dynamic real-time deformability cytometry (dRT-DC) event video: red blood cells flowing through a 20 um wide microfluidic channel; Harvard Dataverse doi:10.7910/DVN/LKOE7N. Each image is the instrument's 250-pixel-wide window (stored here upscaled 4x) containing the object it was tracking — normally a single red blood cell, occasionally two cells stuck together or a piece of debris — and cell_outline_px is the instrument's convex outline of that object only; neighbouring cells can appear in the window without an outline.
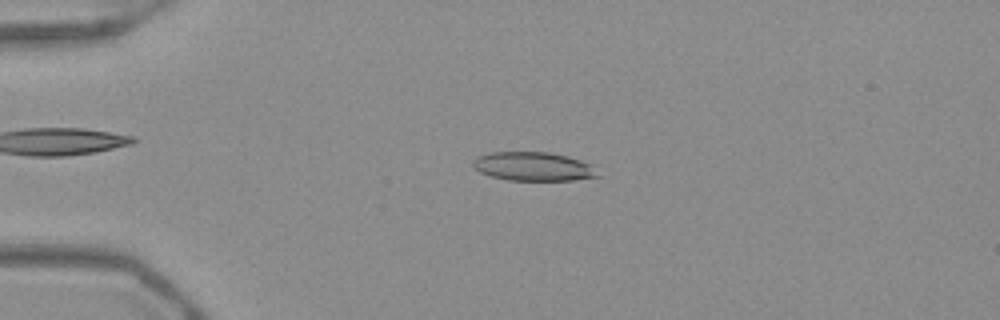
{"species": "Egyptian fruit bat (a non-hibernating species)", "species_latin": "Rousettus aegyptiacus", "temperature_condition": "warm", "stored_images_in_passage": 51, "camera_frame_rate_fps": 3000, "um_per_image_px": 0.085, "frame": {"image": 1, "passage_image": 12, "time_ms": 3.667, "image_size_px": [1000, 320], "cell_outline_px": [[600, 176], [572, 180], [508, 180], [492, 176], [480, 172], [472, 168], [472, 160], [476, 156], [488, 152], [548, 152], [568, 156], [592, 164]], "centroid_in_image_um": [45.3, 14.14], "position_along_channel_um": 39.7, "area_um2": 21.1}}
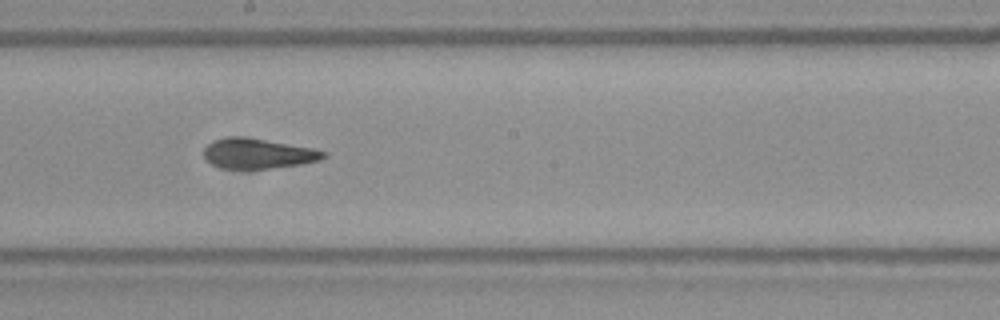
{"frame": {"image": 2, "passage_image": 29, "time_ms": 9.333, "image_size_px": [1000, 320], "cell_outline_px": [[328, 156], [320, 160], [300, 164], [272, 168], [220, 168], [212, 164], [204, 156], [204, 148], [212, 140], [232, 136], [236, 136], [264, 140], [312, 148], [328, 152]], "centroid_in_image_um": [21.93, 13.05], "position_along_channel_um": 226.3, "area_um2": 20.69}}
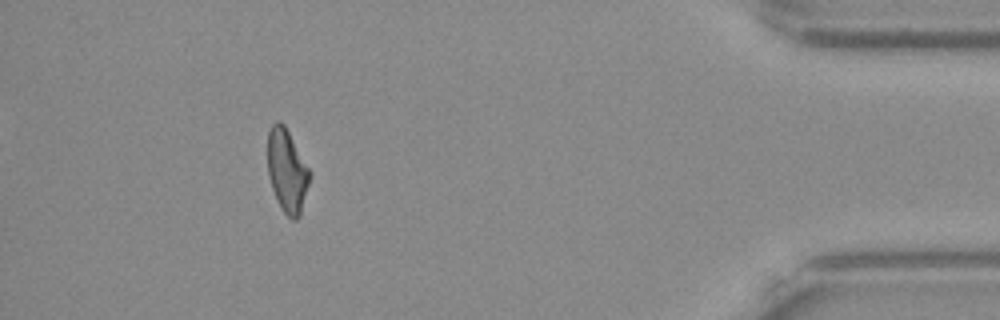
{"frame": {"image": 3, "passage_image": 47, "time_ms": 15.333, "image_size_px": [1000, 320], "cell_outline_px": [[312, 172], [300, 216], [296, 220], [292, 220], [280, 208], [276, 200], [272, 188], [268, 172], [268, 132], [272, 124], [276, 120], [280, 120], [284, 124]], "centroid_in_image_um": [24.41, 14.52], "position_along_channel_um": 410.8, "area_um2": 20.58}, "authors_computed_cell_mechanics": {"area_um2": 21.097, "velocity_mm_per_s": 3.9472, "shape_relaxation_time_tau1_ms": null, "shape_relaxation_time_tau2_ms": 4.1464, "deformation_change_tau1": null, "deformation_change_tau2": 0.1455}}